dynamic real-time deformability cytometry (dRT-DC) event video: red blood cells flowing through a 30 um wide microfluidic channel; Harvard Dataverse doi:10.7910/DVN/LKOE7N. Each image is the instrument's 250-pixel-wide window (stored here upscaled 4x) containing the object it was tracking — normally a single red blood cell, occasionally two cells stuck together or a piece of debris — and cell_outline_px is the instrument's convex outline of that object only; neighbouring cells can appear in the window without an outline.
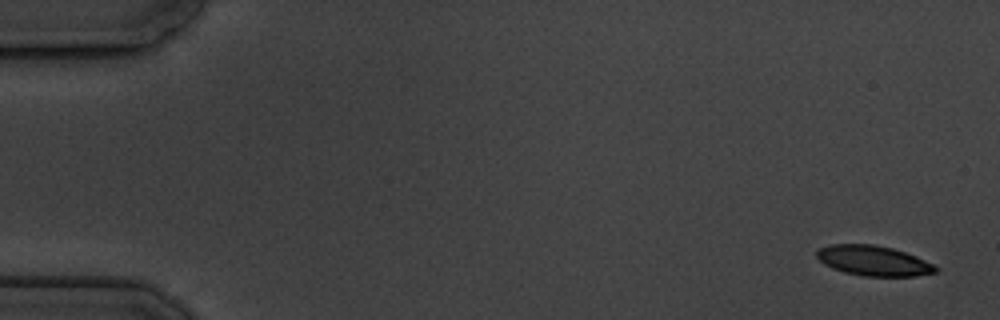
{"species": "common noctule bat (a hibernating species)", "species_latin": "Nyctalus noctula", "temperature_condition": "cold", "stored_images_in_passage": 11, "camera_frame_rate_fps": 3000, "um_per_image_px": 0.085, "animal": {"sex": "male", "body_mass_g": 19.5, "forearm_length_mm": 54.6}, "frame": {"image": 1, "passage_image": 1, "time_ms": 0.0, "image_size_px": [1000, 320], "cell_outline_px": [[940, 268], [936, 272], [916, 276], [864, 276], [844, 272], [832, 268], [824, 264], [816, 256], [816, 252], [820, 248], [832, 244], [872, 244], [892, 248], [916, 256]], "centroid_in_image_um": [74.24, 22.16], "position_along_channel_um": 10.8, "area_um2": 20.75}}
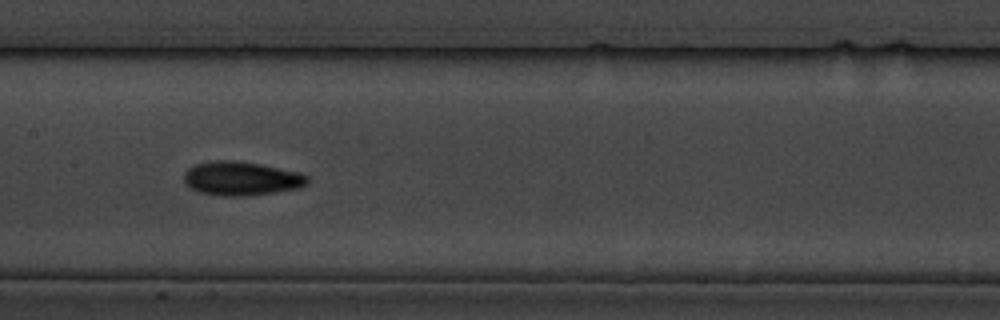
{"frame": {"image": 2, "passage_image": 8, "time_ms": 9.0, "image_size_px": [1000, 320], "cell_outline_px": [[308, 184], [296, 188], [248, 196], [220, 196], [200, 192], [188, 188], [184, 184], [184, 172], [188, 168], [196, 164], [212, 160], [236, 160], [260, 164], [300, 172], [308, 176]], "centroid_in_image_um": [20.46, 15.17], "position_along_channel_um": 186.9, "area_um2": 24.57}}
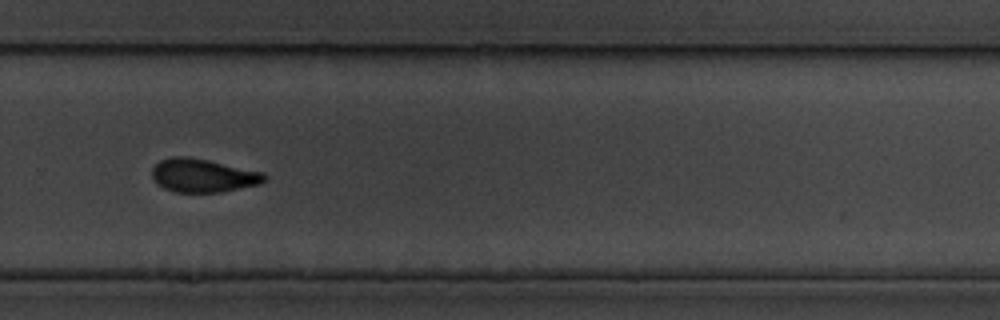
{"frame": {"image": 3, "passage_image": 11, "time_ms": 12.667, "image_size_px": [1000, 320], "cell_outline_px": [[268, 180], [260, 184], [220, 192], [176, 192], [164, 188], [156, 184], [152, 176], [152, 168], [160, 160], [172, 156], [184, 156], [208, 160], [264, 172], [268, 176]], "centroid_in_image_um": [17.27, 14.92], "position_along_channel_um": 312.5, "area_um2": 22.02}}